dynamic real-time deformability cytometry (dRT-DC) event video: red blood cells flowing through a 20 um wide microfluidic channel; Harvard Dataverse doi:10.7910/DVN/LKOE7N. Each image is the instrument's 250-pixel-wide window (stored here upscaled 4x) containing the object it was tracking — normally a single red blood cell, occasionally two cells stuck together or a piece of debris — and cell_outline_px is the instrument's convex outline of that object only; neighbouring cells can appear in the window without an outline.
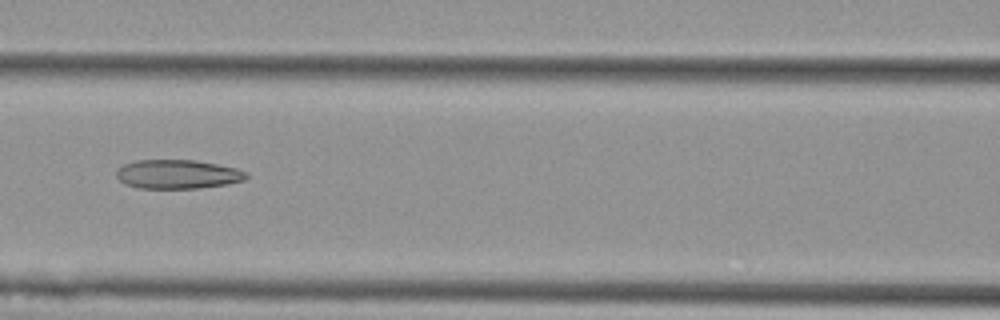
{"species": "Egyptian fruit bat (a non-hibernating species)", "species_latin": "Rousettus aegyptiacus", "temperature_condition": "cold", "stored_images_in_passage": 4, "camera_frame_rate_fps": 3000, "um_per_image_px": 0.085, "animal": {"sex": "female"}, "frame": {"image": 1, "passage_image": 4, "time_ms": 1.0, "image_size_px": [1000, 320], "cell_outline_px": [[248, 176], [244, 180], [228, 184], [200, 188], [140, 188], [124, 184], [116, 176], [116, 168], [124, 164], [136, 160], [196, 160], [236, 168], [248, 172]], "centroid_in_image_um": [15.09, 14.81], "position_along_channel_um": 151.5, "area_um2": 22.08}}